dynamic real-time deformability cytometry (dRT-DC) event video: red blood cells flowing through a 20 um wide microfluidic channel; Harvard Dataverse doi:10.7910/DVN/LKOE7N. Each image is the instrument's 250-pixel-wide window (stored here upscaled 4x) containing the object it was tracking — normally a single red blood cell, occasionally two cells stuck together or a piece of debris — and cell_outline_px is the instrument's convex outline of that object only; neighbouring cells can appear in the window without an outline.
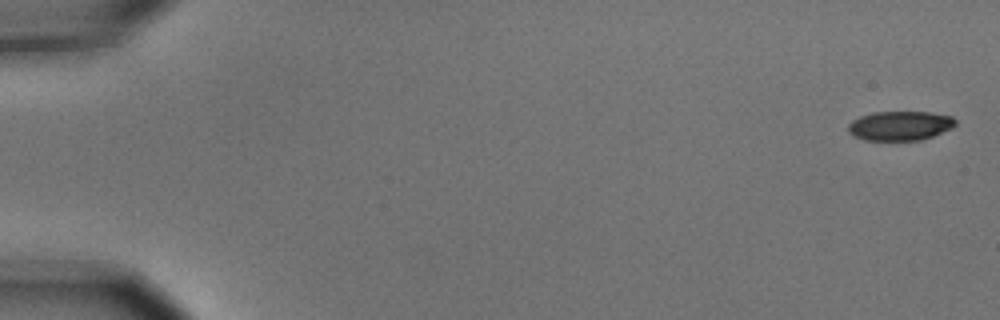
{"species": "common noctule bat (a hibernating species)", "species_latin": "Nyctalus noctula", "temperature_condition": "cold", "stored_images_in_passage": 5, "camera_frame_rate_fps": 3000, "um_per_image_px": 0.085, "animal": {"sex": "male", "body_mass_g": 15.6}, "frame": {"image": 1, "passage_image": 1, "time_ms": 0.0, "image_size_px": [1000, 320], "cell_outline_px": [[956, 124], [952, 128], [932, 136], [920, 140], [864, 140], [852, 136], [848, 132], [848, 124], [852, 120], [860, 116], [872, 112], [928, 112], [952, 116], [956, 120]], "centroid_in_image_um": [76.47, 10.68], "position_along_channel_um": 8.5, "area_um2": 18.44}}
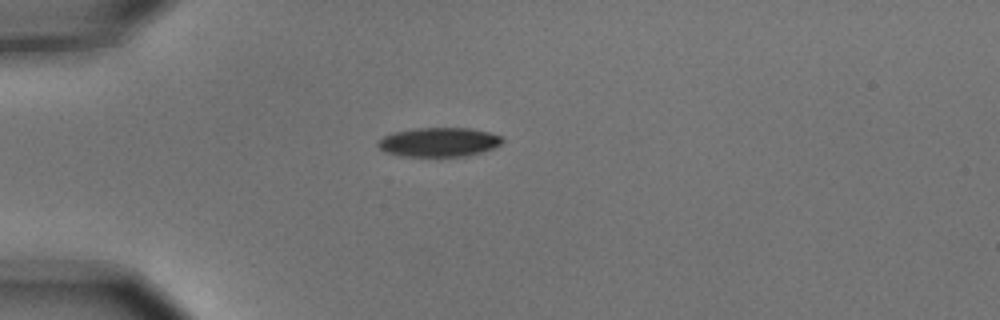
{"frame": {"image": 2, "passage_image": 5, "time_ms": 1.333, "image_size_px": [1000, 320], "cell_outline_px": [[504, 140], [500, 144], [492, 148], [468, 156], [400, 156], [388, 152], [380, 148], [376, 144], [384, 136], [392, 132], [416, 128], [468, 128], [488, 132], [500, 136]], "centroid_in_image_um": [37.29, 12.07], "position_along_channel_um": 47.7, "area_um2": 20.92}}